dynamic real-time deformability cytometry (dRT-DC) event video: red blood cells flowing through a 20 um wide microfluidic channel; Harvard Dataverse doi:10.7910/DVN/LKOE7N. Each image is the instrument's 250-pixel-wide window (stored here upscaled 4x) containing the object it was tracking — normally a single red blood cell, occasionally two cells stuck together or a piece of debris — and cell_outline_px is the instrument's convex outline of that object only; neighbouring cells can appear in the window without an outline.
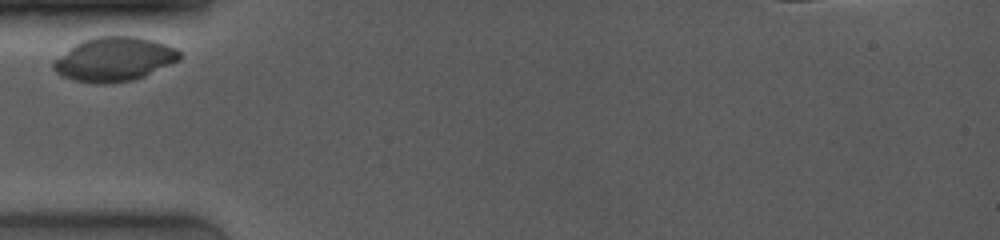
{"species": "common noctule bat (a hibernating species)", "species_latin": "Nyctalus noctula", "temperature_condition": "room temperature", "stored_images_in_passage": 2, "camera_frame_rate_fps": 4000, "um_per_image_px": 0.085, "animal": {"sex": "female", "body_mass_g": 19.0, "forearm_length_mm": 53.3}, "frame": {"image": 1, "passage_image": 1, "time_ms": 0.0, "image_size_px": [1000, 240], "cell_outline_px": [[184, 56], [180, 60], [144, 76], [132, 80], [104, 84], [96, 84], [72, 80], [56, 72], [52, 68], [52, 60], [68, 48], [80, 40], [96, 36], [136, 36], [152, 40], [176, 48]], "centroid_in_image_um": [9.68, 5.03], "position_along_channel_um": 75.3, "area_um2": 32.71}}